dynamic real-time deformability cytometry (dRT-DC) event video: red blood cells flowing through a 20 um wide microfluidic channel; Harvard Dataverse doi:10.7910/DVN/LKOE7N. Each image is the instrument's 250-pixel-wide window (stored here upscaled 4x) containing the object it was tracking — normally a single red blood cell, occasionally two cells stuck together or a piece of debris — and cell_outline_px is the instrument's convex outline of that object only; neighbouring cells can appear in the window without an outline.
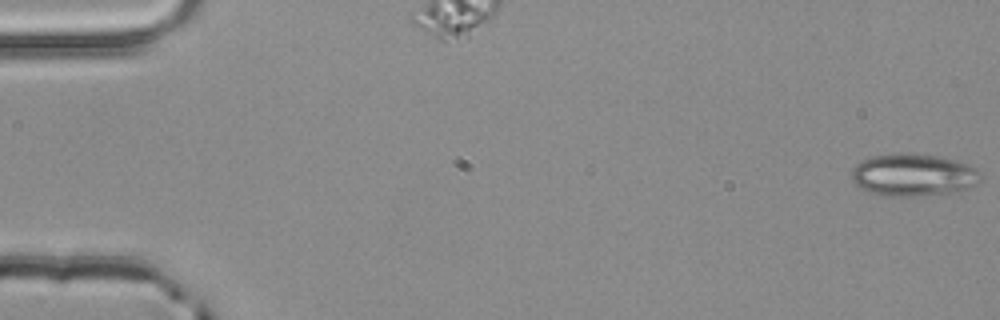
{"species": "common noctule bat (a hibernating species)", "species_latin": "Nyctalus noctula", "temperature_condition": "room temperature", "stored_images_in_passage": 25, "camera_frame_rate_fps": 3000, "um_per_image_px": 0.085, "animal": {"sex": "male", "body_mass_g": 20.4}, "frame": {"image": 1, "passage_image": 1, "time_ms": 0.0, "image_size_px": [1000, 320], "cell_outline_px": [[980, 180], [968, 188], [952, 192], [920, 196], [880, 196], [868, 192], [860, 188], [852, 180], [852, 168], [860, 160], [876, 156], [900, 152], [912, 152], [936, 156], [956, 160], [976, 168], [980, 172]], "centroid_in_image_um": [77.59, 14.87], "position_along_channel_um": 7.4, "area_um2": 32.08}}